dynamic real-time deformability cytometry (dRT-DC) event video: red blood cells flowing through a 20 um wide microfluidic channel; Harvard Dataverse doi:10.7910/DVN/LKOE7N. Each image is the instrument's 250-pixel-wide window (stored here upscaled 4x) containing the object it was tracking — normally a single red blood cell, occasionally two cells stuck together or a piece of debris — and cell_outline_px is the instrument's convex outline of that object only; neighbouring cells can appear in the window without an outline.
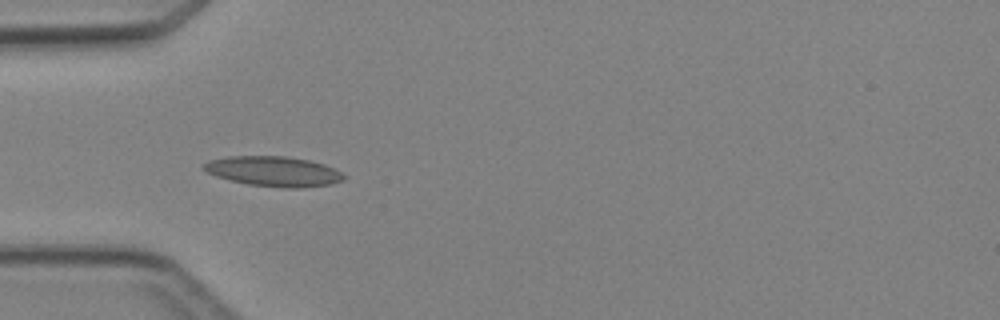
{"species": "Egyptian fruit bat (a non-hibernating species)", "species_latin": "Rousettus aegyptiacus", "temperature_condition": "cold", "stored_images_in_passage": 6, "camera_frame_rate_fps": 3000, "um_per_image_px": 0.085, "animal": {"sex": "female"}, "frame": {"image": 1, "passage_image": 4, "time_ms": 4.333, "image_size_px": [1000, 320], "cell_outline_px": [[344, 180], [328, 184], [300, 188], [288, 188], [248, 184], [216, 176], [208, 172], [200, 164], [208, 160], [228, 156], [288, 156], [308, 160], [324, 164], [340, 172], [344, 176]], "centroid_in_image_um": [23.22, 14.55], "position_along_channel_um": 61.8, "area_um2": 24.28}}
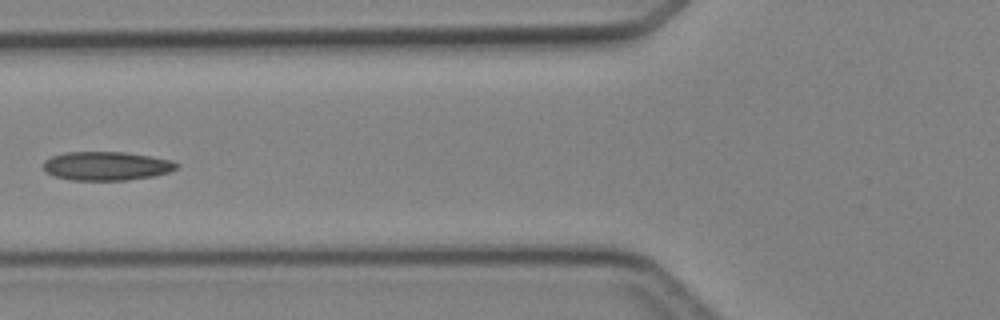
{"frame": {"image": 2, "passage_image": 5, "time_ms": 5.667, "image_size_px": [1000, 320], "cell_outline_px": [[180, 168], [168, 172], [152, 176], [128, 180], [72, 180], [52, 176], [44, 168], [44, 160], [52, 156], [64, 152], [124, 152], [172, 160], [180, 164]], "centroid_in_image_um": [9.06, 14.11], "position_along_channel_um": 116.7, "area_um2": 22.37}}
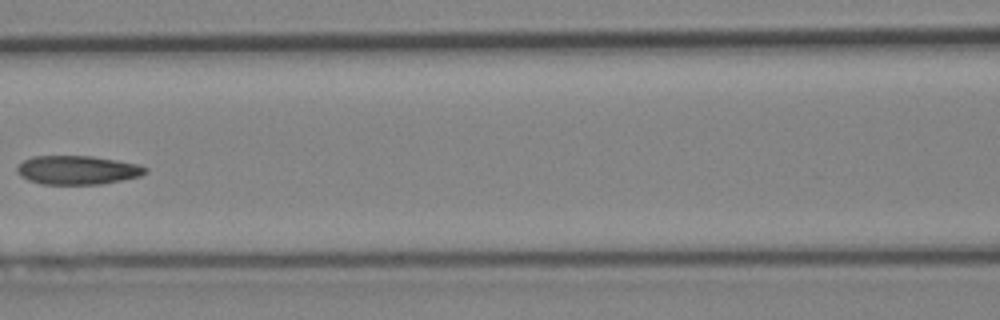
{"frame": {"image": 3, "passage_image": 6, "time_ms": 6.667, "image_size_px": [1000, 320], "cell_outline_px": [[148, 172], [140, 176], [100, 184], [40, 184], [28, 180], [20, 176], [16, 172], [16, 168], [24, 160], [32, 156], [92, 156], [116, 160], [136, 164], [148, 168]], "centroid_in_image_um": [6.55, 14.45], "position_along_channel_um": 160.0, "area_um2": 21.5}}